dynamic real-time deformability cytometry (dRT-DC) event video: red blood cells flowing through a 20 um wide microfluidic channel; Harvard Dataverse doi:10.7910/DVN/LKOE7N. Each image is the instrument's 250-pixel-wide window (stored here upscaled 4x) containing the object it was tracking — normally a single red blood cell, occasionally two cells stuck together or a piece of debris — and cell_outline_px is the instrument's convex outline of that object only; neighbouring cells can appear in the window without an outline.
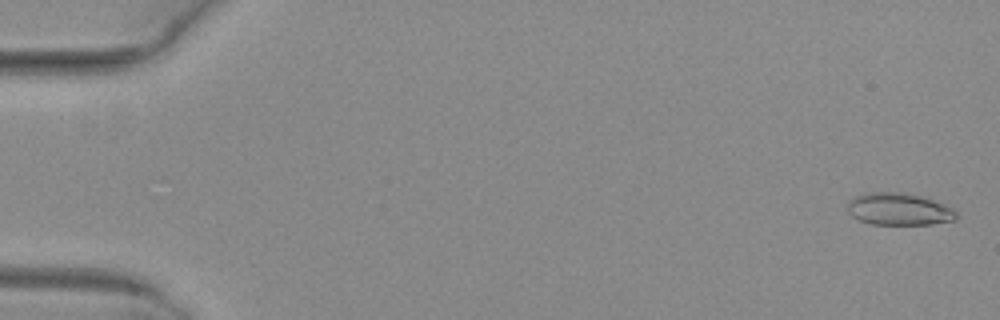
{"species": "common noctule bat (a hibernating species)", "species_latin": "Nyctalus noctula", "temperature_condition": "warm", "stored_images_in_passage": 52, "camera_frame_rate_fps": 3000, "um_per_image_px": 0.085, "animal": {"sex": "female", "body_mass_g": 29.2, "forearm_length_mm": 56.3}, "frame": {"image": 1, "passage_image": 2, "time_ms": 0.333, "image_size_px": [1000, 320], "cell_outline_px": [[956, 220], [932, 224], [872, 224], [860, 220], [852, 216], [848, 212], [848, 204], [856, 196], [864, 192], [904, 192], [920, 196], [944, 204], [952, 208], [956, 212]], "centroid_in_image_um": [76.41, 17.77], "position_along_channel_um": 8.6, "area_um2": 20.29}}
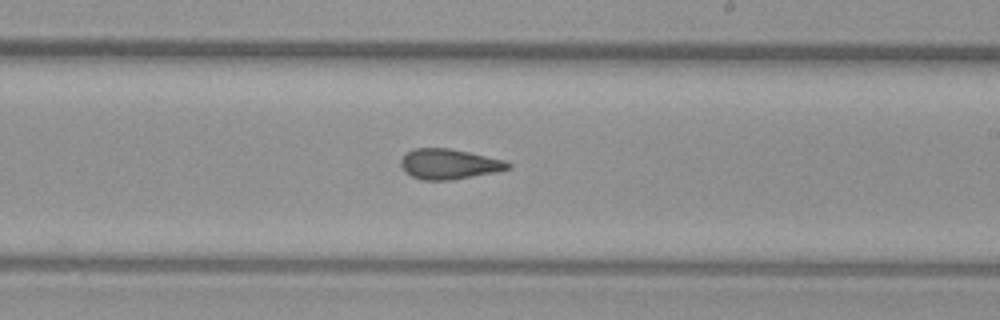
{"frame": {"image": 2, "passage_image": 32, "time_ms": 10.333, "image_size_px": [1000, 320], "cell_outline_px": [[512, 168], [496, 172], [452, 180], [420, 180], [404, 172], [400, 164], [400, 160], [412, 148], [448, 148], [468, 152], [504, 160], [512, 164]], "centroid_in_image_um": [38.16, 13.95], "position_along_channel_um": 250.8, "area_um2": 18.96}}
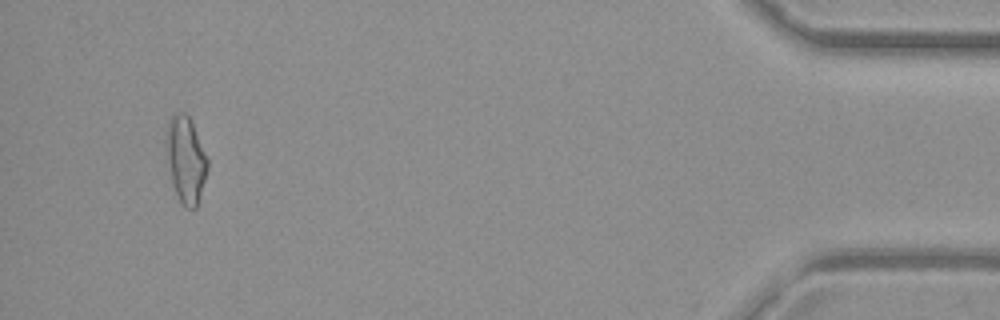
{"frame": {"image": 3, "passage_image": 50, "time_ms": 16.333, "image_size_px": [1000, 320], "cell_outline_px": [[208, 168], [196, 208], [184, 208], [176, 192], [172, 180], [164, 148], [164, 132], [172, 116], [176, 112], [184, 112], [188, 116], [192, 124], [208, 160]], "centroid_in_image_um": [15.75, 13.54], "position_along_channel_um": 419.4, "area_um2": 20.63}, "authors_computed_cell_mechanics": {"area_um2": 19.4497, "velocity_mm_per_s": 4.0468, "shape_relaxation_time_tau1_ms": null, "shape_relaxation_time_tau2_ms": 2.5916, "deformation_change_tau1": null, "deformation_change_tau2": 0.0892}}